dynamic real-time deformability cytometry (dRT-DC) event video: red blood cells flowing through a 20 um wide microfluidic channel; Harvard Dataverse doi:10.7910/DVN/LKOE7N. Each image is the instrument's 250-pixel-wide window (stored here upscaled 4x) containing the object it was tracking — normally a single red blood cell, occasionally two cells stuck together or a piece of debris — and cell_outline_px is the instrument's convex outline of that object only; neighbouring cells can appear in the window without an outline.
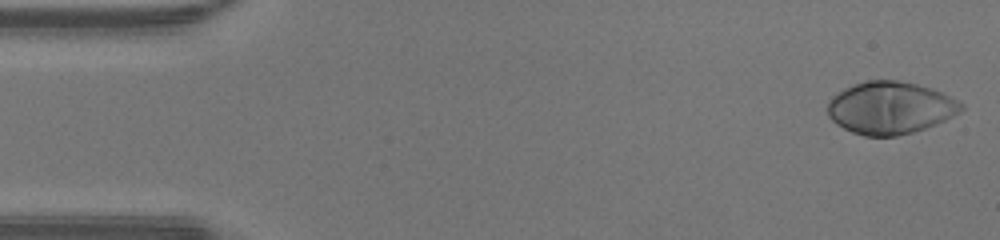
{"species": "human", "species_latin": "Homo sapiens", "temperature_condition": "warm", "stored_images_in_passage": 45, "camera_frame_rate_fps": 3000, "um_per_image_px": 0.085, "donor": {"sex": "male"}, "frame": {"image": 1, "passage_image": 1, "time_ms": 0.0, "image_size_px": [1000, 240], "cell_outline_px": [[964, 108], [960, 112], [936, 124], [912, 132], [896, 136], [864, 136], [852, 132], [836, 124], [828, 116], [828, 100], [836, 92], [844, 88], [864, 80], [900, 80], [932, 88], [964, 104]], "centroid_in_image_um": [75.64, 9.15], "position_along_channel_um": 9.4, "area_um2": 40.81}}
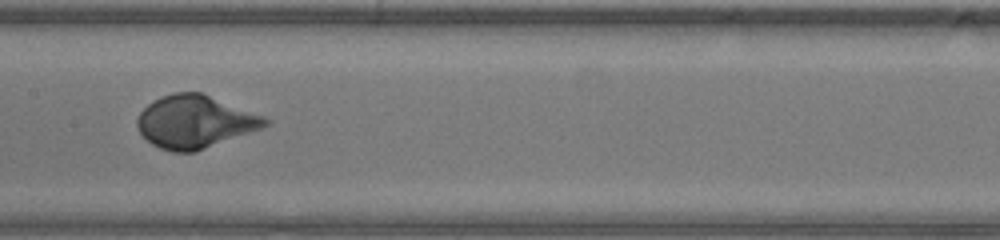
{"frame": {"image": 2, "passage_image": 23, "time_ms": 7.333, "image_size_px": [1000, 240], "cell_outline_px": [[272, 120], [268, 124], [260, 128], [196, 152], [172, 152], [160, 148], [152, 144], [140, 132], [136, 124], [136, 120], [140, 112], [148, 104], [160, 96], [172, 92], [200, 92], [264, 116]], "centroid_in_image_um": [16.54, 10.34], "position_along_channel_um": 190.9, "area_um2": 39.07}}
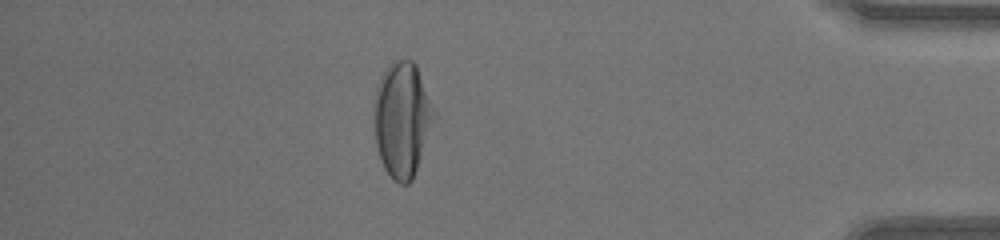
{"frame": {"image": 3, "passage_image": 41, "time_ms": 13.333, "image_size_px": [1000, 240], "cell_outline_px": [[436, 112], [412, 180], [408, 184], [400, 184], [384, 168], [380, 160], [376, 144], [372, 116], [372, 100], [380, 76], [384, 68], [392, 60], [412, 60], [416, 64]], "centroid_in_image_um": [34.13, 10.08], "position_along_channel_um": 401.1, "area_um2": 40.4}}